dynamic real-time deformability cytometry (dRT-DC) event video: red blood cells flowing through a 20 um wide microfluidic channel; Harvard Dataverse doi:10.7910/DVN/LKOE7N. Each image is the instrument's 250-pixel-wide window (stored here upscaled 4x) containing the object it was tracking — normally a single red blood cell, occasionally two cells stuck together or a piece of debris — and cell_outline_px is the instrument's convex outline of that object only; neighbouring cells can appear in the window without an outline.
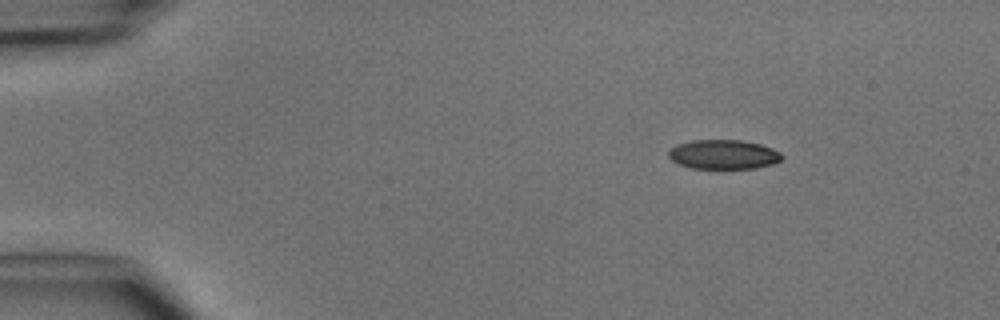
{"species": "common noctule bat (a hibernating species)", "species_latin": "Nyctalus noctula", "temperature_condition": "cold", "stored_images_in_passage": 3, "camera_frame_rate_fps": 3000, "um_per_image_px": 0.085, "animal": {"sex": "male", "body_mass_g": 15.6}, "frame": {"image": 1, "passage_image": 1, "time_ms": 0.0, "image_size_px": [1000, 320], "cell_outline_px": [[784, 156], [780, 160], [772, 164], [752, 168], [692, 168], [680, 164], [672, 160], [668, 156], [668, 152], [676, 144], [692, 140], [744, 140], [760, 144], [772, 148], [780, 152]], "centroid_in_image_um": [61.5, 13.11], "position_along_channel_um": 23.5, "area_um2": 19.31}}